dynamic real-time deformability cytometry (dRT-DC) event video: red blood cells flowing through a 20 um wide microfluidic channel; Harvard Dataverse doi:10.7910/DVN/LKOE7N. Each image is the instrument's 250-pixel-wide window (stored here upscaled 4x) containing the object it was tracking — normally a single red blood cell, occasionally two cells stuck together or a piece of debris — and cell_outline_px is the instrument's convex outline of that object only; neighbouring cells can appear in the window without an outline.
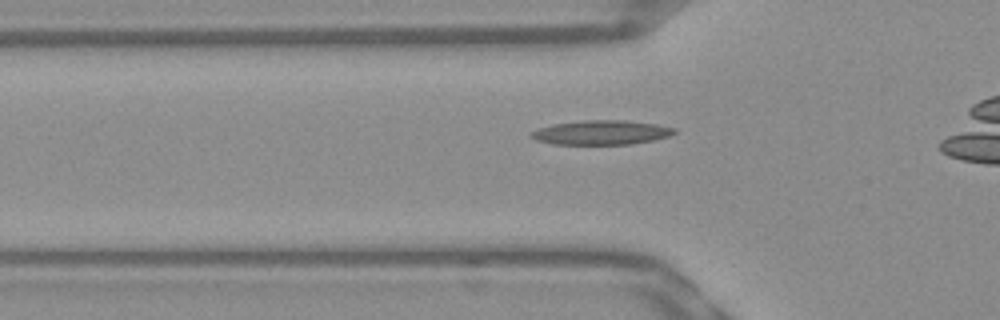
{"species": "Egyptian fruit bat (a non-hibernating species)", "species_latin": "Rousettus aegyptiacus", "temperature_condition": "warm", "stored_images_in_passage": 29, "camera_frame_rate_fps": 3000, "um_per_image_px": 0.085, "frame": {"image": 1, "passage_image": 3, "time_ms": 0.667, "image_size_px": [1000, 320], "cell_outline_px": [[676, 132], [668, 136], [652, 140], [628, 144], [552, 144], [536, 140], [528, 136], [532, 132], [540, 128], [552, 124], [584, 120], [624, 120], [656, 124], [676, 128]], "centroid_in_image_um": [51.09, 11.26], "position_along_channel_um": 74.7, "area_um2": 20.17}}
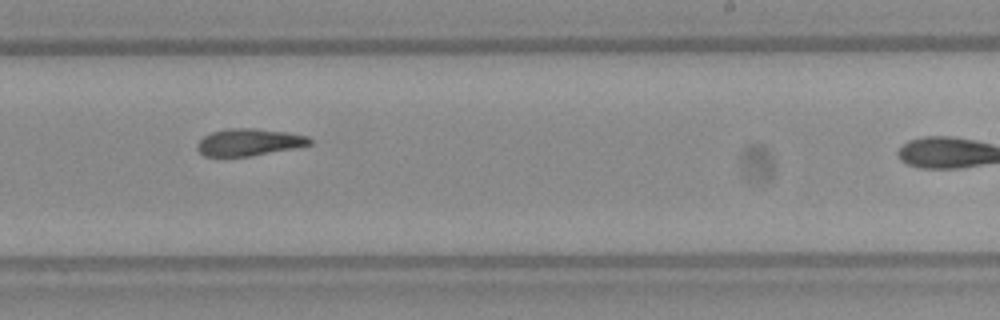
{"frame": {"image": 2, "passage_image": 18, "time_ms": 5.667, "image_size_px": [1000, 320], "cell_outline_px": [[312, 144], [252, 156], [204, 156], [196, 148], [196, 144], [204, 136], [212, 132], [228, 128], [256, 128], [284, 132], [308, 136], [312, 140]], "centroid_in_image_um": [21.14, 12.08], "position_along_channel_um": 267.9, "area_um2": 17.63}}
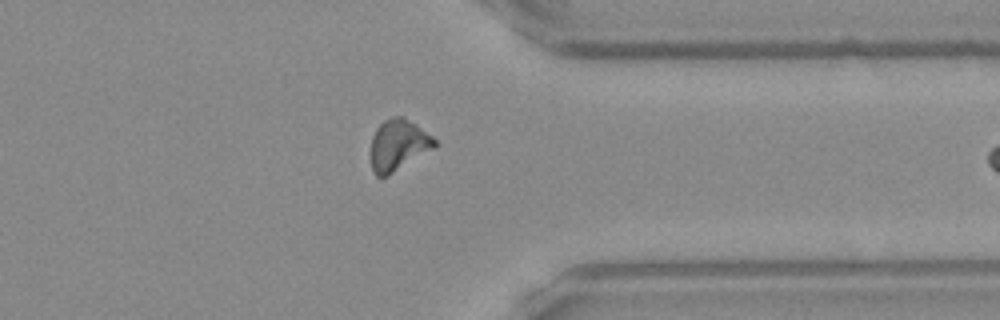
{"frame": {"image": 3, "passage_image": 27, "time_ms": 8.667, "image_size_px": [1000, 320], "cell_outline_px": [[436, 148], [388, 176], [376, 176], [372, 172], [372, 136], [376, 128], [384, 120], [392, 116], [404, 116], [416, 124], [432, 136], [436, 140]], "centroid_in_image_um": [33.88, 12.33], "position_along_channel_um": 377.5, "area_um2": 19.19}}